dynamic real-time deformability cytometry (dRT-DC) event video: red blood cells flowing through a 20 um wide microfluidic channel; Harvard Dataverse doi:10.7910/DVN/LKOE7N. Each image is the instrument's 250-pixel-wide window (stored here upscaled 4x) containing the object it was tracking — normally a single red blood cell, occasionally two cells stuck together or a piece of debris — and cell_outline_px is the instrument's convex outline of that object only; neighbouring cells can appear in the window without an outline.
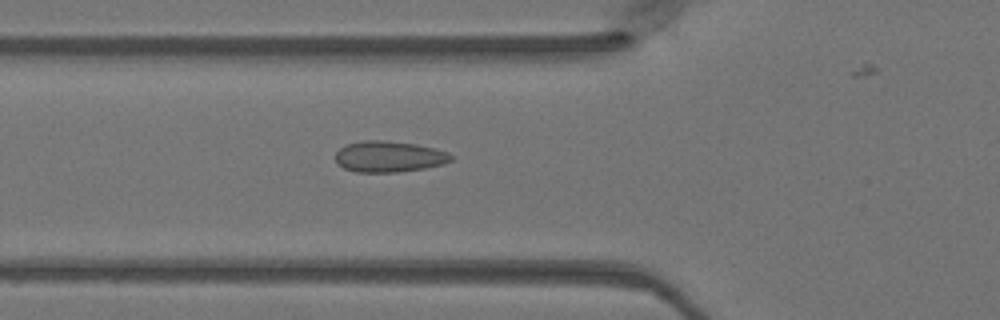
{"species": "Egyptian fruit bat (a non-hibernating species)", "species_latin": "Rousettus aegyptiacus", "temperature_condition": "warm", "stored_images_in_passage": 30, "camera_frame_rate_fps": 3000, "um_per_image_px": 0.085, "animal": {"sex": "female"}, "frame": {"image": 1, "passage_image": 2, "time_ms": 0.333, "image_size_px": [1000, 320], "cell_outline_px": [[452, 160], [444, 164], [424, 168], [396, 172], [356, 172], [344, 168], [336, 164], [336, 152], [340, 148], [348, 144], [364, 140], [380, 140], [416, 144], [448, 152], [452, 156]], "centroid_in_image_um": [33.05, 13.31], "position_along_channel_um": 92.8, "area_um2": 20.81}}
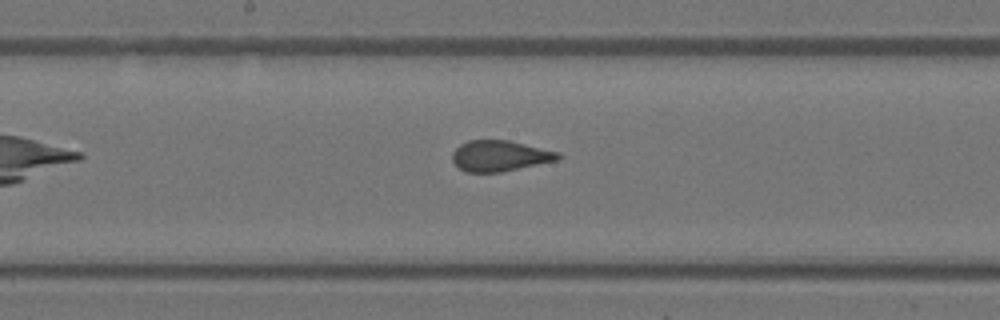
{"frame": {"image": 2, "passage_image": 10, "time_ms": 3.0, "image_size_px": [1000, 320], "cell_outline_px": [[560, 160], [500, 172], [464, 172], [452, 160], [452, 152], [460, 144], [468, 140], [508, 140], [560, 152]], "centroid_in_image_um": [42.49, 13.25], "position_along_channel_um": 205.7, "area_um2": 19.02}}
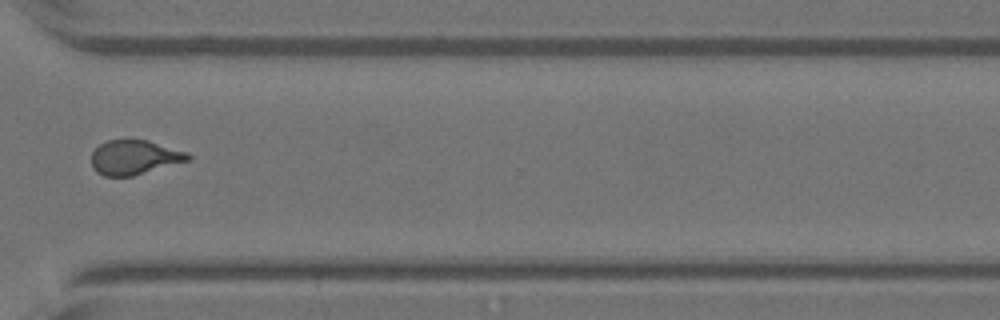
{"frame": {"image": 3, "passage_image": 21, "time_ms": 6.667, "image_size_px": [1000, 320], "cell_outline_px": [[192, 160], [132, 176], [104, 176], [96, 172], [92, 168], [92, 152], [100, 144], [108, 140], [148, 140], [188, 152], [192, 156]], "centroid_in_image_um": [11.46, 13.38], "position_along_channel_um": 359.1, "area_um2": 19.54}}